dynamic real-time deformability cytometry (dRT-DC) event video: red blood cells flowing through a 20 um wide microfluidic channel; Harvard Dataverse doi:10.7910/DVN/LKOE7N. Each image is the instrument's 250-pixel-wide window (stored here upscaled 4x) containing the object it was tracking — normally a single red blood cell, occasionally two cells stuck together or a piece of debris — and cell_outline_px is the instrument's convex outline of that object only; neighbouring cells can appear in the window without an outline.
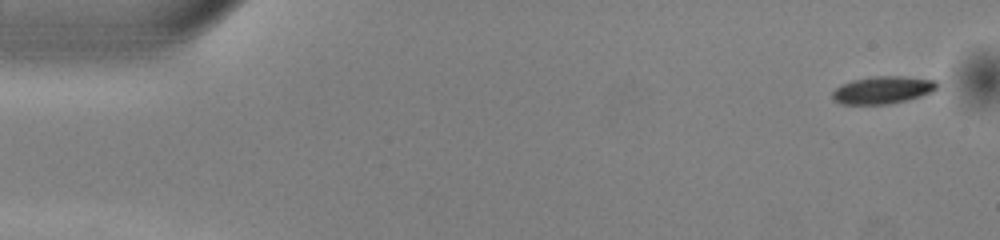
{"species": "common noctule bat (a hibernating species)", "species_latin": "Nyctalus noctula", "temperature_condition": "warm", "stored_images_in_passage": 9, "camera_frame_rate_fps": 3000, "um_per_image_px": 0.085, "animal": {"sex": "male", "body_mass_g": 13.0, "forearm_length_mm": 53.1}, "frame": {"image": 1, "passage_image": 2, "time_ms": 0.333, "image_size_px": [1000, 240], "cell_outline_px": [[940, 84], [932, 92], [920, 96], [888, 104], [840, 104], [832, 96], [832, 92], [840, 84], [852, 80], [876, 76], [900, 76], [936, 80]], "centroid_in_image_um": [75.03, 7.64], "position_along_channel_um": 10.0, "area_um2": 16.65}}